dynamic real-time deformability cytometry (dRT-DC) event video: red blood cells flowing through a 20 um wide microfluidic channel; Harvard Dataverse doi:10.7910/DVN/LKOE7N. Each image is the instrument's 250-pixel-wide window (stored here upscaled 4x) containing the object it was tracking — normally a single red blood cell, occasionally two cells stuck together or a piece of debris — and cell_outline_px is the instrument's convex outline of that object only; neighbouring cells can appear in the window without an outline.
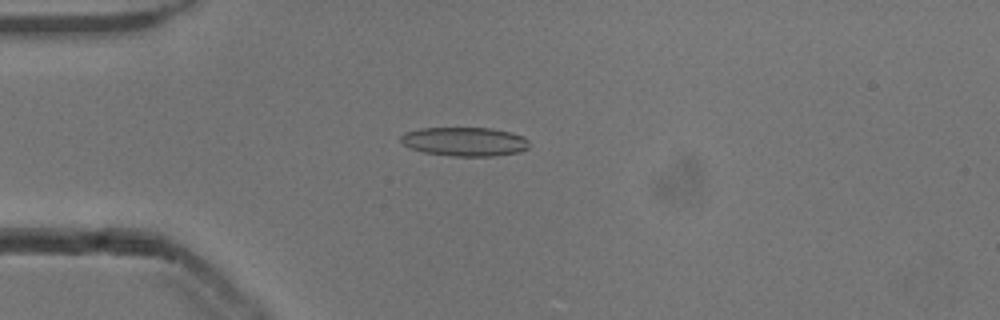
{"species": "common noctule bat (a hibernating species)", "species_latin": "Nyctalus noctula", "temperature_condition": "cold", "stored_images_in_passage": 53, "camera_frame_rate_fps": 3000, "um_per_image_px": 0.085, "animal": {"sex": "male", "body_mass_g": 13.3}, "frame": {"image": 1, "passage_image": 14, "time_ms": 4.333, "image_size_px": [1000, 320], "cell_outline_px": [[528, 148], [516, 152], [496, 156], [452, 156], [424, 152], [412, 148], [404, 144], [400, 140], [400, 136], [404, 132], [420, 128], [492, 128], [512, 132], [524, 136], [528, 140]], "centroid_in_image_um": [39.5, 12.03], "position_along_channel_um": 45.5, "area_um2": 21.68}}
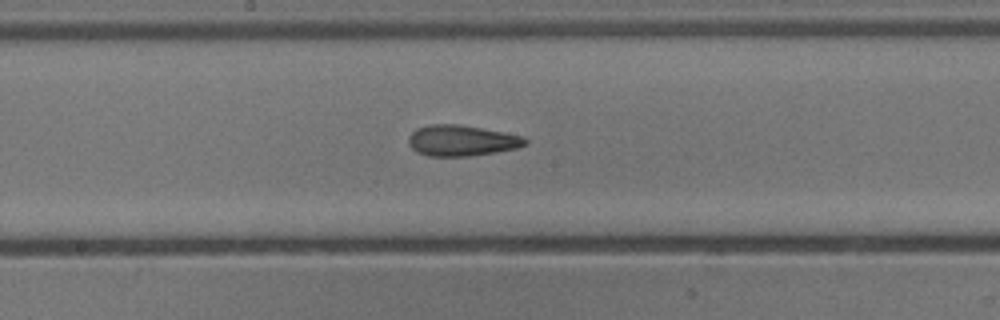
{"frame": {"image": 2, "passage_image": 28, "time_ms": 9.0, "image_size_px": [1000, 320], "cell_outline_px": [[528, 144], [516, 148], [496, 152], [468, 156], [428, 156], [416, 152], [408, 144], [408, 136], [416, 128], [432, 124], [460, 124], [504, 132], [524, 136], [528, 140]], "centroid_in_image_um": [39.24, 11.94], "position_along_channel_um": 209.0, "area_um2": 21.15}}
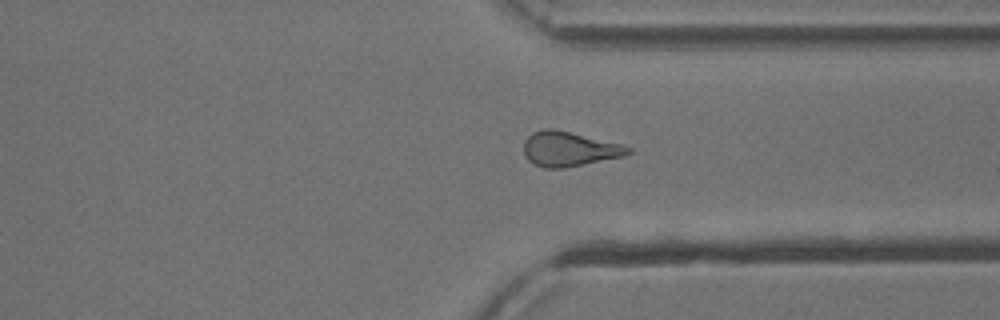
{"frame": {"image": 3, "passage_image": 40, "time_ms": 13.0, "image_size_px": [1000, 320], "cell_outline_px": [[632, 152], [624, 156], [564, 168], [544, 168], [528, 160], [524, 156], [524, 140], [532, 132], [544, 128], [552, 128], [620, 144], [632, 148]], "centroid_in_image_um": [48.35, 12.66], "position_along_channel_um": 363.1, "area_um2": 20.92}, "authors_computed_cell_mechanics": {"area_um2": 20.9236, "velocity_mm_per_s": 3.8707, "shape_relaxation_time_tau1_ms": 11.3663, "shape_relaxation_time_tau2_ms": 3.0894, "deformation_change_tau1": 0.2061, "deformation_change_tau2": 0.1153}}